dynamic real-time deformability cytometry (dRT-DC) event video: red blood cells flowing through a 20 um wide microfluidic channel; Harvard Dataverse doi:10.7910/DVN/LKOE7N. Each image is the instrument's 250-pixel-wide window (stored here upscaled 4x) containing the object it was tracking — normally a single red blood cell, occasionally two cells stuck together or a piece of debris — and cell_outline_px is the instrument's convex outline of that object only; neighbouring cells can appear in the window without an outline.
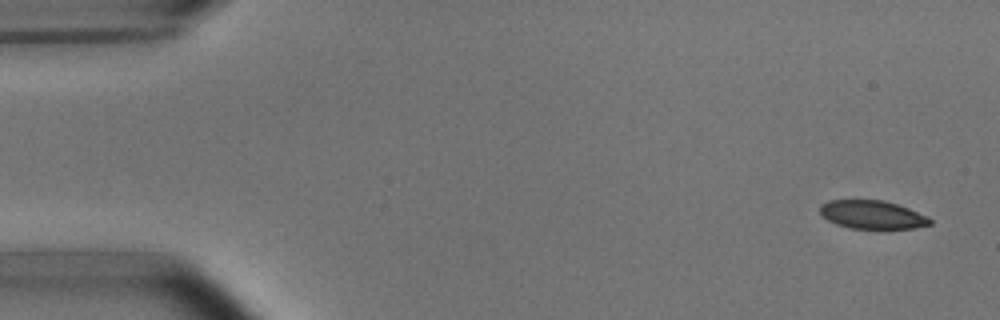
{"species": "common noctule bat (a hibernating species)", "species_latin": "Nyctalus noctula", "temperature_condition": "room temperature", "stored_images_in_passage": 6, "camera_frame_rate_fps": 3000, "um_per_image_px": 0.085, "animal": {"sex": "male", "body_mass_g": 15.6}, "frame": {"image": 1, "passage_image": 1, "time_ms": 0.0, "image_size_px": [1000, 320], "cell_outline_px": [[932, 224], [912, 228], [852, 228], [836, 224], [828, 220], [820, 212], [820, 204], [828, 200], [884, 200], [908, 208], [928, 216], [932, 220]], "centroid_in_image_um": [74.14, 18.24], "position_along_channel_um": 10.9, "area_um2": 18.03}}
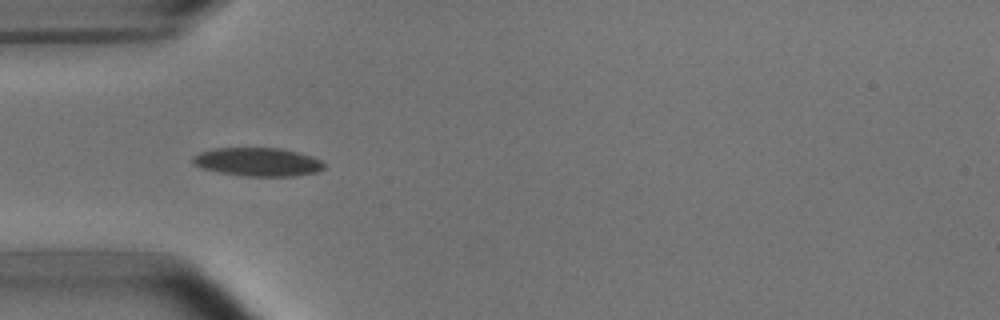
{"frame": {"image": 2, "passage_image": 5, "time_ms": 4.667, "image_size_px": [1000, 320], "cell_outline_px": [[324, 168], [316, 172], [296, 176], [244, 176], [220, 172], [204, 168], [196, 164], [192, 160], [192, 156], [200, 152], [212, 148], [280, 148], [300, 152], [312, 156], [320, 160], [324, 164]], "centroid_in_image_um": [21.94, 13.75], "position_along_channel_um": 63.1, "area_um2": 21.73}}